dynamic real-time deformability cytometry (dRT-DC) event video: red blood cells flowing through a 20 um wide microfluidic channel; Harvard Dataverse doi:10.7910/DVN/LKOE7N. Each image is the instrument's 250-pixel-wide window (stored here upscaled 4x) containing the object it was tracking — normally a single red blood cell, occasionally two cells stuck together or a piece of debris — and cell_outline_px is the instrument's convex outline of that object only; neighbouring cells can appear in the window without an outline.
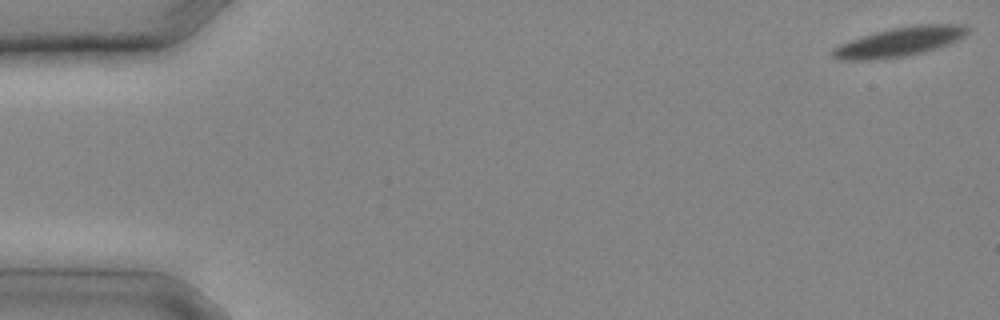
{"species": "common noctule bat (a hibernating species)", "species_latin": "Nyctalus noctula", "temperature_condition": "cold", "stored_images_in_passage": 14, "camera_frame_rate_fps": 3000, "um_per_image_px": 0.085, "animal": {"sex": "male", "body_mass_g": 20.4}, "frame": {"image": 1, "passage_image": 1, "time_ms": 0.0, "image_size_px": [1000, 320], "cell_outline_px": [[972, 28], [964, 36], [948, 44], [924, 52], [904, 56], [868, 60], [840, 60], [832, 56], [832, 48], [840, 44], [876, 32], [892, 28], [916, 24], [968, 24]], "centroid_in_image_um": [76.52, 3.54], "position_along_channel_um": 8.5, "area_um2": 22.89}}
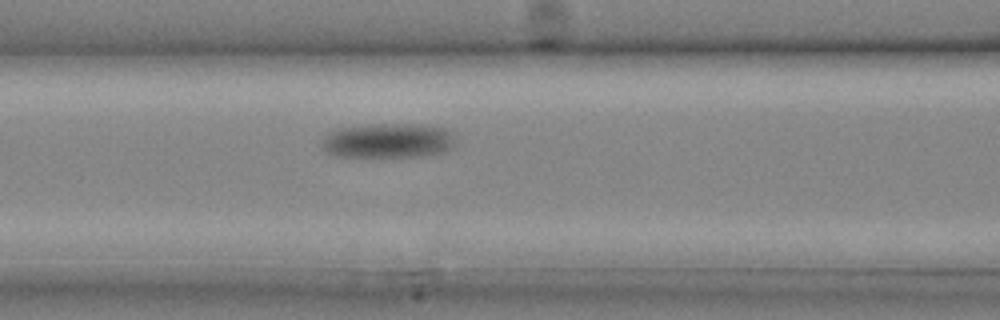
{"frame": {"image": 2, "passage_image": 12, "time_ms": 3.667, "image_size_px": [1000, 320], "cell_outline_px": [[452, 148], [444, 152], [424, 156], [332, 156], [324, 148], [324, 136], [328, 132], [344, 128], [372, 124], [428, 124], [448, 128], [452, 132]], "centroid_in_image_um": [33.05, 11.94], "position_along_channel_um": 133.6, "area_um2": 26.88}}
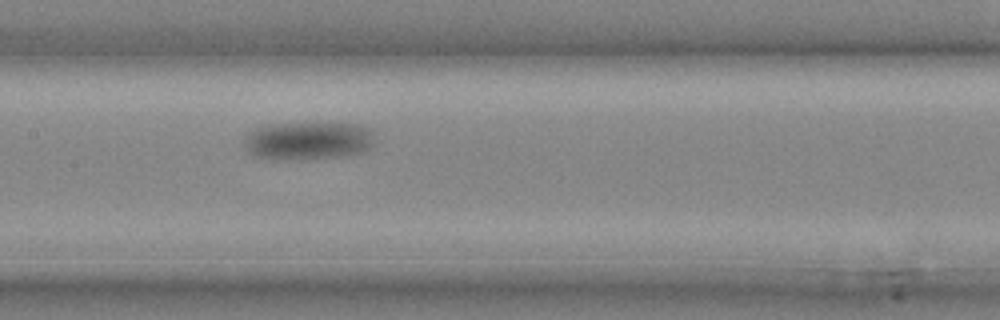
{"frame": {"image": 3, "passage_image": 14, "time_ms": 4.333, "image_size_px": [1000, 320], "cell_outline_px": [[372, 144], [364, 152], [344, 156], [256, 156], [248, 152], [244, 140], [256, 128], [268, 124], [356, 124], [368, 128], [372, 132]], "centroid_in_image_um": [26.25, 11.91], "position_along_channel_um": 181.2, "area_um2": 27.05}}